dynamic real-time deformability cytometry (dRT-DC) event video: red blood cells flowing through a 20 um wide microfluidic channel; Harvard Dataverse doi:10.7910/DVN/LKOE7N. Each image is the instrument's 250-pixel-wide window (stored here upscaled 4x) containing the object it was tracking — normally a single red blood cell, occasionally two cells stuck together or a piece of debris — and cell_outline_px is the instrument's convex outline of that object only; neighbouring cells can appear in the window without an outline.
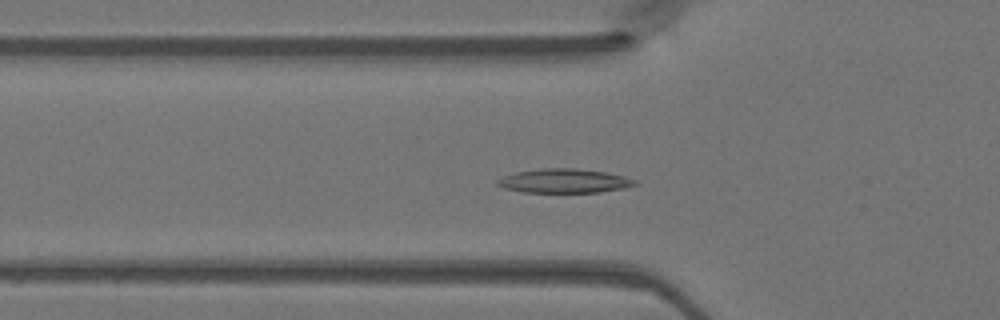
{"species": "Egyptian fruit bat (a non-hibernating species)", "species_latin": "Rousettus aegyptiacus", "temperature_condition": "warm", "stored_images_in_passage": 47, "camera_frame_rate_fps": 3000, "um_per_image_px": 0.085, "animal": {"sex": "female"}, "frame": {"image": 1, "passage_image": 15, "time_ms": 4.667, "image_size_px": [1000, 320], "cell_outline_px": [[640, 184], [624, 188], [600, 192], [524, 192], [504, 188], [496, 184], [496, 180], [504, 176], [516, 172], [540, 168], [576, 168], [604, 172], [624, 176], [636, 180]], "centroid_in_image_um": [47.97, 15.37], "position_along_channel_um": 77.8, "area_um2": 19.31}}
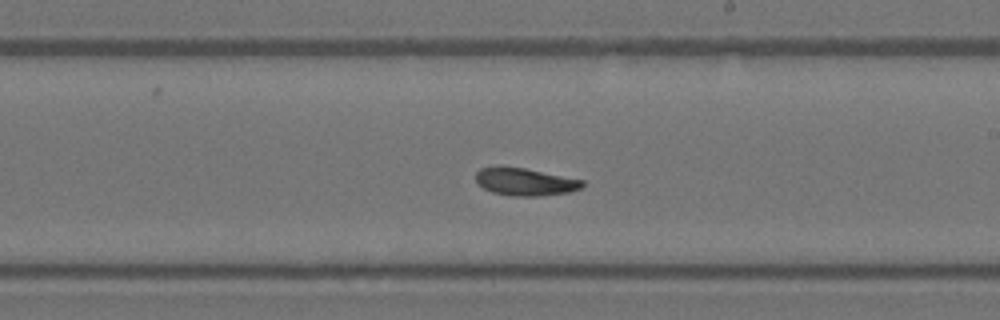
{"frame": {"image": 2, "passage_image": 27, "time_ms": 8.667, "image_size_px": [1000, 320], "cell_outline_px": [[584, 184], [580, 188], [568, 192], [540, 196], [512, 196], [492, 192], [484, 188], [476, 180], [476, 172], [480, 168], [496, 164], [524, 168], [584, 180]], "centroid_in_image_um": [44.58, 15.42], "position_along_channel_um": 244.4, "area_um2": 17.28}}
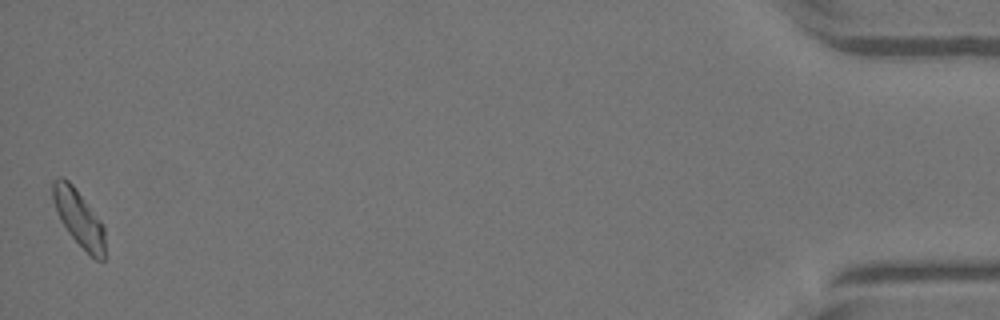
{"frame": {"image": 3, "passage_image": 47, "time_ms": 15.333, "image_size_px": [1000, 320], "cell_outline_px": [[104, 260], [96, 260], [68, 232], [60, 220], [52, 200], [52, 184], [60, 176], [68, 180], [72, 184], [104, 224]], "centroid_in_image_um": [6.7, 18.51], "position_along_channel_um": 428.5, "area_um2": 16.88}}